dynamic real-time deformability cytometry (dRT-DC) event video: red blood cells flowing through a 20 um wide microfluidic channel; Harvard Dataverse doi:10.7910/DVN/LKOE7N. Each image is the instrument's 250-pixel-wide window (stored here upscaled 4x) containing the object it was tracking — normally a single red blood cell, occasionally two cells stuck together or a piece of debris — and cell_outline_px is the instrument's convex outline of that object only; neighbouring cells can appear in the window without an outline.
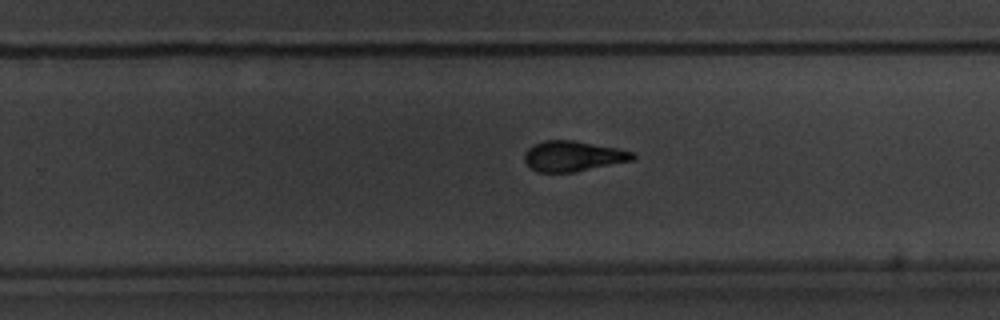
{"species": "common noctule bat (a hibernating species)", "species_latin": "Nyctalus noctula", "temperature_condition": "warm", "stored_images_in_passage": 35, "camera_frame_rate_fps": 3000, "um_per_image_px": 0.085, "animal": {"sex": "male", "body_mass_g": 20.1, "forearm_length_mm": 53.5}, "frame": {"image": 1, "passage_image": 20, "time_ms": 6.333, "image_size_px": [1000, 320], "cell_outline_px": [[636, 156], [632, 160], [576, 172], [536, 172], [524, 160], [524, 152], [532, 144], [544, 140], [572, 140], [616, 148], [636, 152]], "centroid_in_image_um": [48.69, 13.27], "position_along_channel_um": 281.1, "area_um2": 19.19}}